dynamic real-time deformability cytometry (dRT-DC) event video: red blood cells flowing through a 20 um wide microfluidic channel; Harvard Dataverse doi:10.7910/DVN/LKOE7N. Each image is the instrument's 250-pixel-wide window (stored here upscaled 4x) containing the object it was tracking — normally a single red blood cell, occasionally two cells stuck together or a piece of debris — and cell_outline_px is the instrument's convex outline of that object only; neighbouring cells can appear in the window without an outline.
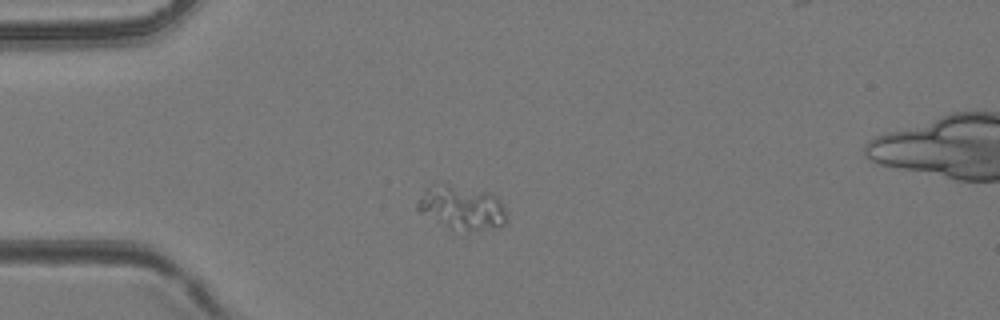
{"species": "common noctule bat (a hibernating species)", "species_latin": "Nyctalus noctula", "temperature_condition": "room temperature", "stored_images_in_passage": 40, "segment_of_instrument_passage": [1, 2], "camera_frame_rate_fps": 3000, "um_per_image_px": 0.085, "animal": {"sex": "female", "body_mass_g": 24.6, "forearm_length_mm": 56.2}, "frame": {"image": 1, "passage_image": 7, "time_ms": 2.0, "image_size_px": [1000, 320], "cell_outline_px": [[508, 220], [504, 224], [468, 232], [452, 228], [420, 212], [416, 208], [416, 204], [424, 188], [432, 184], [448, 184], [492, 192], [500, 200], [508, 212]], "centroid_in_image_um": [39.28, 17.61], "position_along_channel_um": 45.7, "area_um2": 22.89}}
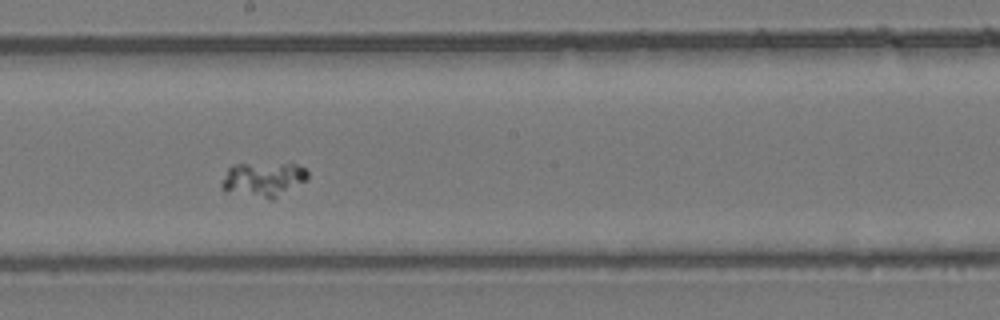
{"frame": {"image": 2, "passage_image": 20, "time_ms": 6.333, "image_size_px": [1000, 320], "cell_outline_px": [[308, 180], [272, 200], [220, 188], [220, 184], [228, 168], [232, 164], [296, 164], [304, 168], [308, 172]], "centroid_in_image_um": [22.42, 15.23], "position_along_channel_um": 225.8, "area_um2": 16.99}}
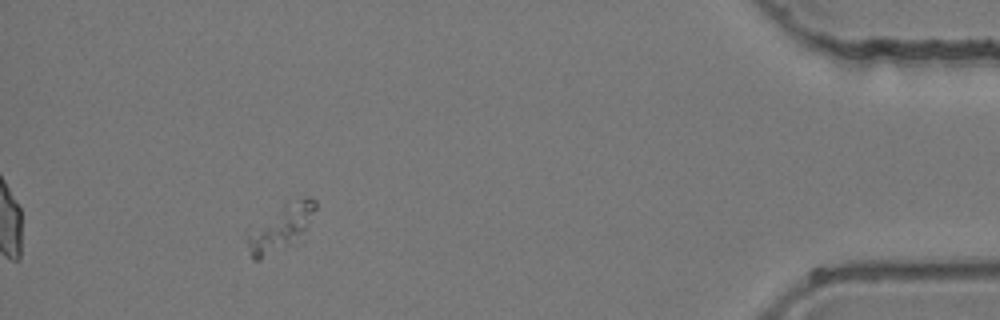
{"frame": {"image": 3, "passage_image": 36, "time_ms": 11.667, "image_size_px": [1000, 320], "cell_outline_px": [[316, 208], [304, 244], [260, 260], [252, 260], [248, 244], [248, 236], [284, 200], [308, 196], [316, 200]], "centroid_in_image_um": [24.04, 19.41], "position_along_channel_um": 411.2, "area_um2": 19.54}}